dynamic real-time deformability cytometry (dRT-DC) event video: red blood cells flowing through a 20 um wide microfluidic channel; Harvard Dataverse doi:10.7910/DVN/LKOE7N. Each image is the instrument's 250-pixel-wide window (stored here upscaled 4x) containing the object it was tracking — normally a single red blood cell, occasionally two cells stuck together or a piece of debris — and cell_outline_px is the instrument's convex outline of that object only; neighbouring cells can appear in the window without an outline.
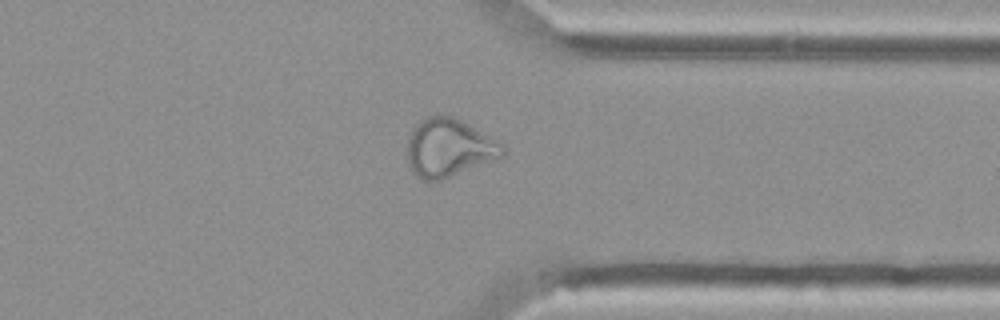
{"species": "Egyptian fruit bat (a non-hibernating species)", "species_latin": "Rousettus aegyptiacus", "temperature_condition": "cold", "stored_images_in_passage": 35, "camera_frame_rate_fps": 3000, "um_per_image_px": 0.085, "animal": {"sex": "female"}, "frame": {"image": 1, "passage_image": 34, "time_ms": 11.0, "image_size_px": [1000, 320], "cell_outline_px": [[504, 156], [440, 180], [424, 180], [412, 172], [408, 164], [408, 140], [412, 128], [420, 120], [428, 116], [452, 116], [500, 140], [504, 144]], "centroid_in_image_um": [38.17, 12.55], "position_along_channel_um": 373.2, "area_um2": 32.14}, "authors_computed_cell_mechanics": {"area_um2": 28.611, "velocity_mm_per_s": 3.7081, "shape_relaxation_time_tau1_ms": null, "shape_relaxation_time_tau2_ms": 1.6176, "deformation_change_tau1": null, "deformation_change_tau2": 0.1109}}